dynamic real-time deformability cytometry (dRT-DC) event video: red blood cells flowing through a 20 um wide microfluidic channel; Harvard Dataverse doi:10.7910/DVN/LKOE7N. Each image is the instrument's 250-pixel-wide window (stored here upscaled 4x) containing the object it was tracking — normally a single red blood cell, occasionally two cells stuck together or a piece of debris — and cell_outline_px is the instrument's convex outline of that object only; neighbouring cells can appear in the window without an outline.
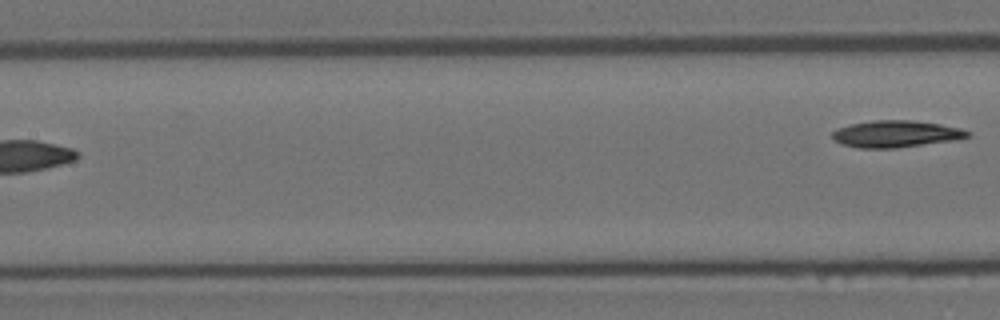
{"species": "Egyptian fruit bat (a non-hibernating species)", "species_latin": "Rousettus aegyptiacus", "temperature_condition": "room temperature", "stored_images_in_passage": 7, "segment_of_instrument_passage": [2, 2], "camera_frame_rate_fps": 3000, "um_per_image_px": 0.085, "animal": {"sex": "female"}, "frame": {"image": 1, "passage_image": 7, "time_ms": 2.0, "image_size_px": [1000, 320], "cell_outline_px": [[968, 136], [956, 140], [896, 148], [856, 148], [840, 144], [832, 136], [832, 132], [836, 128], [852, 124], [876, 120], [912, 120], [940, 124], [960, 128], [968, 132]], "centroid_in_image_um": [76.11, 11.39], "position_along_channel_um": 131.3, "area_um2": 21.04}}